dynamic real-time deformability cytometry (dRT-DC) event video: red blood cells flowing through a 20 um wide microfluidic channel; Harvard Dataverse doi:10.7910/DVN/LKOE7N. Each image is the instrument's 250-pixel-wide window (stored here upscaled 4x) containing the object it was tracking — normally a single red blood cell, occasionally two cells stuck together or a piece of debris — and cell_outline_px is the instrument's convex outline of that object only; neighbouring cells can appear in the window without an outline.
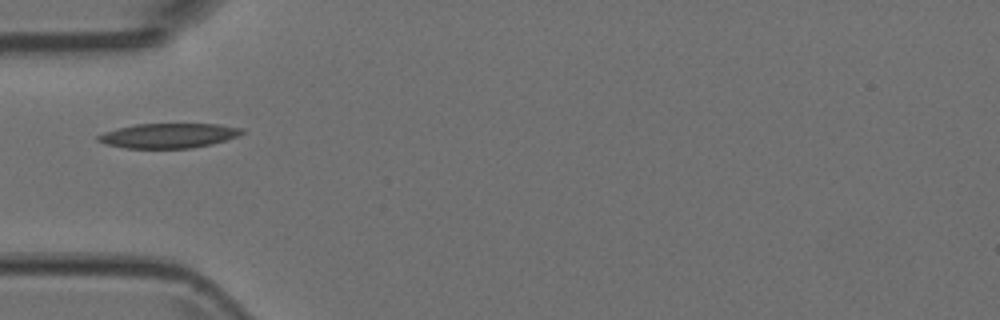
{"species": "Egyptian fruit bat (a non-hibernating species)", "species_latin": "Rousettus aegyptiacus", "temperature_condition": "room temperature", "stored_images_in_passage": 1, "camera_frame_rate_fps": 3000, "um_per_image_px": 0.085, "animal": {"sex": "female"}, "frame": {"image": 1, "passage_image": 1, "time_ms": 0.0, "image_size_px": [1000, 320], "cell_outline_px": [[244, 132], [236, 136], [212, 144], [192, 148], [124, 148], [104, 144], [96, 140], [96, 136], [104, 132], [136, 124], [220, 124], [244, 128]], "centroid_in_image_um": [14.31, 11.53], "position_along_channel_um": 70.7, "area_um2": 20.69}}